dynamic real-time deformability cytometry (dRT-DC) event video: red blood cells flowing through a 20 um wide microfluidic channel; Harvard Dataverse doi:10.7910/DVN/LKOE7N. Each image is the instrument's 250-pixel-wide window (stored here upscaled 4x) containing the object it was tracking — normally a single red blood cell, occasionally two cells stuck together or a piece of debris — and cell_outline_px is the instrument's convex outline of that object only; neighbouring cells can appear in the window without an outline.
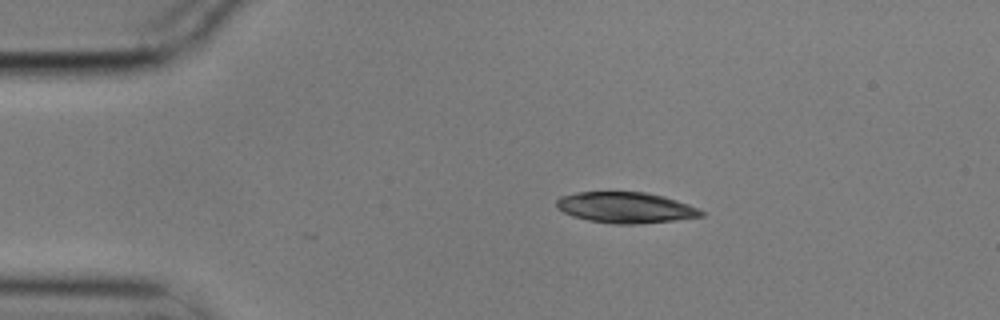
{"species": "common noctule bat (a hibernating species)", "species_latin": "Nyctalus noctula", "temperature_condition": "cold", "stored_images_in_passage": 46, "camera_frame_rate_fps": 3000, "um_per_image_px": 0.085, "animal": {"sex": "male", "body_mass_g": 17.9}, "frame": {"image": 1, "passage_image": 1, "time_ms": 0.0, "image_size_px": [1000, 320], "cell_outline_px": [[704, 216], [640, 224], [612, 224], [588, 220], [572, 216], [556, 208], [556, 200], [560, 196], [576, 192], [648, 192], [664, 196], [700, 208], [704, 212]], "centroid_in_image_um": [53.16, 17.64], "position_along_channel_um": 31.8, "area_um2": 26.18}}
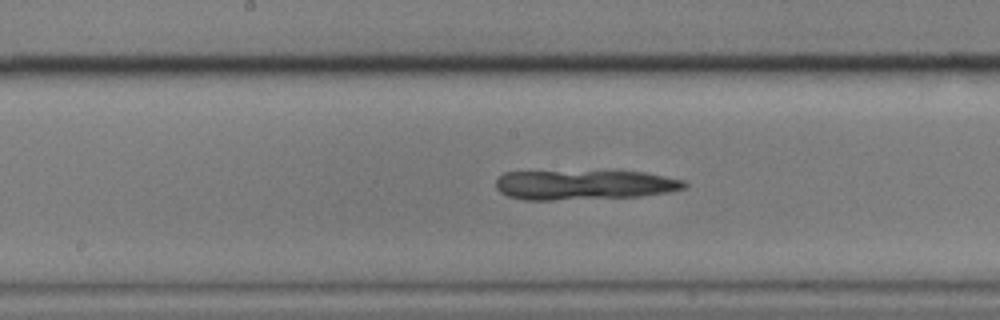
{"frame": {"image": 2, "passage_image": 19, "time_ms": 6.0, "image_size_px": [1000, 320], "cell_outline_px": [[688, 184], [684, 188], [668, 192], [640, 196], [552, 200], [524, 200], [508, 196], [500, 192], [496, 188], [496, 180], [504, 172], [644, 172], [684, 180]], "centroid_in_image_um": [49.64, 15.72], "position_along_channel_um": 198.6, "area_um2": 32.25}}
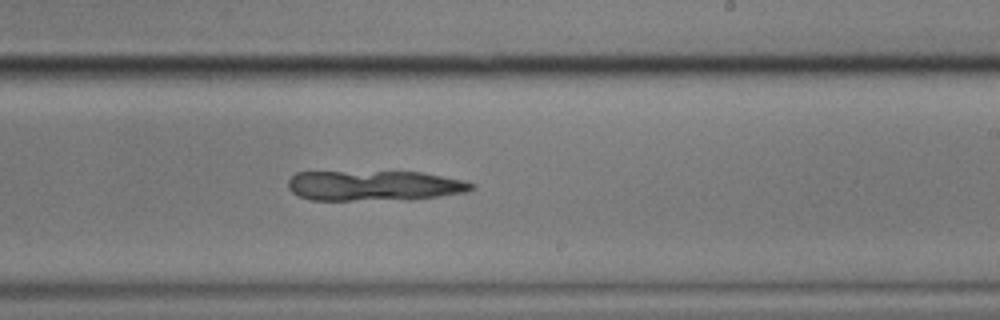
{"frame": {"image": 3, "passage_image": 24, "time_ms": 7.667, "image_size_px": [1000, 320], "cell_outline_px": [[476, 188], [468, 192], [440, 196], [408, 200], [312, 200], [300, 196], [292, 192], [288, 188], [288, 180], [296, 172], [424, 172], [464, 180], [476, 184]], "centroid_in_image_um": [31.88, 15.79], "position_along_channel_um": 257.1, "area_um2": 32.71}}